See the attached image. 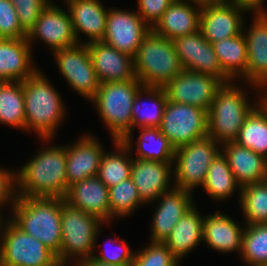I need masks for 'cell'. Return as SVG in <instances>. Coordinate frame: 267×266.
I'll return each instance as SVG.
<instances>
[{
    "label": "cell",
    "mask_w": 267,
    "mask_h": 266,
    "mask_svg": "<svg viewBox=\"0 0 267 266\" xmlns=\"http://www.w3.org/2000/svg\"><path fill=\"white\" fill-rule=\"evenodd\" d=\"M265 0H233L232 3L247 9L249 12L255 13H267L263 8Z\"/></svg>",
    "instance_id": "obj_45"
},
{
    "label": "cell",
    "mask_w": 267,
    "mask_h": 266,
    "mask_svg": "<svg viewBox=\"0 0 267 266\" xmlns=\"http://www.w3.org/2000/svg\"><path fill=\"white\" fill-rule=\"evenodd\" d=\"M15 197V171L2 167L0 168V209L7 204L12 206Z\"/></svg>",
    "instance_id": "obj_44"
},
{
    "label": "cell",
    "mask_w": 267,
    "mask_h": 266,
    "mask_svg": "<svg viewBox=\"0 0 267 266\" xmlns=\"http://www.w3.org/2000/svg\"><path fill=\"white\" fill-rule=\"evenodd\" d=\"M141 134L136 143V159L153 160L160 162H173L175 148L160 132L159 128H138Z\"/></svg>",
    "instance_id": "obj_35"
},
{
    "label": "cell",
    "mask_w": 267,
    "mask_h": 266,
    "mask_svg": "<svg viewBox=\"0 0 267 266\" xmlns=\"http://www.w3.org/2000/svg\"><path fill=\"white\" fill-rule=\"evenodd\" d=\"M23 81L0 82V124L25 130Z\"/></svg>",
    "instance_id": "obj_33"
},
{
    "label": "cell",
    "mask_w": 267,
    "mask_h": 266,
    "mask_svg": "<svg viewBox=\"0 0 267 266\" xmlns=\"http://www.w3.org/2000/svg\"><path fill=\"white\" fill-rule=\"evenodd\" d=\"M51 55L54 56L61 75L76 93L90 101L98 94L101 83L86 43L58 49Z\"/></svg>",
    "instance_id": "obj_11"
},
{
    "label": "cell",
    "mask_w": 267,
    "mask_h": 266,
    "mask_svg": "<svg viewBox=\"0 0 267 266\" xmlns=\"http://www.w3.org/2000/svg\"><path fill=\"white\" fill-rule=\"evenodd\" d=\"M224 83L210 74L183 70L164 88L167 100L203 108L208 111L218 89Z\"/></svg>",
    "instance_id": "obj_12"
},
{
    "label": "cell",
    "mask_w": 267,
    "mask_h": 266,
    "mask_svg": "<svg viewBox=\"0 0 267 266\" xmlns=\"http://www.w3.org/2000/svg\"><path fill=\"white\" fill-rule=\"evenodd\" d=\"M74 1H76V0H65L64 2H66V4L68 5V4H70L71 2H74Z\"/></svg>",
    "instance_id": "obj_49"
},
{
    "label": "cell",
    "mask_w": 267,
    "mask_h": 266,
    "mask_svg": "<svg viewBox=\"0 0 267 266\" xmlns=\"http://www.w3.org/2000/svg\"><path fill=\"white\" fill-rule=\"evenodd\" d=\"M257 105L247 115L234 142L267 159V95L258 94Z\"/></svg>",
    "instance_id": "obj_30"
},
{
    "label": "cell",
    "mask_w": 267,
    "mask_h": 266,
    "mask_svg": "<svg viewBox=\"0 0 267 266\" xmlns=\"http://www.w3.org/2000/svg\"><path fill=\"white\" fill-rule=\"evenodd\" d=\"M151 27L143 20L137 11L108 9L104 43L135 57L138 47Z\"/></svg>",
    "instance_id": "obj_13"
},
{
    "label": "cell",
    "mask_w": 267,
    "mask_h": 266,
    "mask_svg": "<svg viewBox=\"0 0 267 266\" xmlns=\"http://www.w3.org/2000/svg\"><path fill=\"white\" fill-rule=\"evenodd\" d=\"M110 220L132 215L138 206L146 205L140 198L131 177L108 188Z\"/></svg>",
    "instance_id": "obj_38"
},
{
    "label": "cell",
    "mask_w": 267,
    "mask_h": 266,
    "mask_svg": "<svg viewBox=\"0 0 267 266\" xmlns=\"http://www.w3.org/2000/svg\"><path fill=\"white\" fill-rule=\"evenodd\" d=\"M32 58L27 38H0V82L24 81L32 76L39 69Z\"/></svg>",
    "instance_id": "obj_24"
},
{
    "label": "cell",
    "mask_w": 267,
    "mask_h": 266,
    "mask_svg": "<svg viewBox=\"0 0 267 266\" xmlns=\"http://www.w3.org/2000/svg\"><path fill=\"white\" fill-rule=\"evenodd\" d=\"M247 9L233 3H204L200 12L199 30L211 44L243 32V14Z\"/></svg>",
    "instance_id": "obj_15"
},
{
    "label": "cell",
    "mask_w": 267,
    "mask_h": 266,
    "mask_svg": "<svg viewBox=\"0 0 267 266\" xmlns=\"http://www.w3.org/2000/svg\"><path fill=\"white\" fill-rule=\"evenodd\" d=\"M201 7L199 0H174L152 30L171 40L193 34L199 31Z\"/></svg>",
    "instance_id": "obj_22"
},
{
    "label": "cell",
    "mask_w": 267,
    "mask_h": 266,
    "mask_svg": "<svg viewBox=\"0 0 267 266\" xmlns=\"http://www.w3.org/2000/svg\"><path fill=\"white\" fill-rule=\"evenodd\" d=\"M250 266H267V264H260V265H250Z\"/></svg>",
    "instance_id": "obj_50"
},
{
    "label": "cell",
    "mask_w": 267,
    "mask_h": 266,
    "mask_svg": "<svg viewBox=\"0 0 267 266\" xmlns=\"http://www.w3.org/2000/svg\"><path fill=\"white\" fill-rule=\"evenodd\" d=\"M87 46L101 84L136 79L134 57L118 51L103 41L90 42Z\"/></svg>",
    "instance_id": "obj_21"
},
{
    "label": "cell",
    "mask_w": 267,
    "mask_h": 266,
    "mask_svg": "<svg viewBox=\"0 0 267 266\" xmlns=\"http://www.w3.org/2000/svg\"><path fill=\"white\" fill-rule=\"evenodd\" d=\"M207 111L167 100L160 132L176 149L207 136Z\"/></svg>",
    "instance_id": "obj_10"
},
{
    "label": "cell",
    "mask_w": 267,
    "mask_h": 266,
    "mask_svg": "<svg viewBox=\"0 0 267 266\" xmlns=\"http://www.w3.org/2000/svg\"><path fill=\"white\" fill-rule=\"evenodd\" d=\"M3 217L0 214V247H1V238H2V231H3V227H4V223H6L7 219L3 222L2 221ZM2 223V224H1Z\"/></svg>",
    "instance_id": "obj_48"
},
{
    "label": "cell",
    "mask_w": 267,
    "mask_h": 266,
    "mask_svg": "<svg viewBox=\"0 0 267 266\" xmlns=\"http://www.w3.org/2000/svg\"><path fill=\"white\" fill-rule=\"evenodd\" d=\"M37 39L49 46L51 53L78 44L68 9L64 10L50 0L27 34L31 47Z\"/></svg>",
    "instance_id": "obj_14"
},
{
    "label": "cell",
    "mask_w": 267,
    "mask_h": 266,
    "mask_svg": "<svg viewBox=\"0 0 267 266\" xmlns=\"http://www.w3.org/2000/svg\"><path fill=\"white\" fill-rule=\"evenodd\" d=\"M143 96L146 97V100L149 99V103L145 99H143L144 101H141ZM166 101L167 96L163 88L143 86L137 92L131 109L132 131L122 140L130 150H133L132 141L134 140L132 138V133L135 126L136 128H159L163 118Z\"/></svg>",
    "instance_id": "obj_28"
},
{
    "label": "cell",
    "mask_w": 267,
    "mask_h": 266,
    "mask_svg": "<svg viewBox=\"0 0 267 266\" xmlns=\"http://www.w3.org/2000/svg\"><path fill=\"white\" fill-rule=\"evenodd\" d=\"M76 266H118V265H113L109 263H103L98 261L97 259L90 257L82 260L78 265Z\"/></svg>",
    "instance_id": "obj_46"
},
{
    "label": "cell",
    "mask_w": 267,
    "mask_h": 266,
    "mask_svg": "<svg viewBox=\"0 0 267 266\" xmlns=\"http://www.w3.org/2000/svg\"><path fill=\"white\" fill-rule=\"evenodd\" d=\"M173 174V162L133 158L130 177L141 200L150 205L174 187L173 183L170 185Z\"/></svg>",
    "instance_id": "obj_19"
},
{
    "label": "cell",
    "mask_w": 267,
    "mask_h": 266,
    "mask_svg": "<svg viewBox=\"0 0 267 266\" xmlns=\"http://www.w3.org/2000/svg\"><path fill=\"white\" fill-rule=\"evenodd\" d=\"M64 201L106 224L110 222L108 187L97 176L69 185Z\"/></svg>",
    "instance_id": "obj_23"
},
{
    "label": "cell",
    "mask_w": 267,
    "mask_h": 266,
    "mask_svg": "<svg viewBox=\"0 0 267 266\" xmlns=\"http://www.w3.org/2000/svg\"><path fill=\"white\" fill-rule=\"evenodd\" d=\"M236 182L240 187L267 179V159L236 142L221 144Z\"/></svg>",
    "instance_id": "obj_27"
},
{
    "label": "cell",
    "mask_w": 267,
    "mask_h": 266,
    "mask_svg": "<svg viewBox=\"0 0 267 266\" xmlns=\"http://www.w3.org/2000/svg\"><path fill=\"white\" fill-rule=\"evenodd\" d=\"M250 26L248 31L243 26L248 53L245 83L267 95V13H255Z\"/></svg>",
    "instance_id": "obj_17"
},
{
    "label": "cell",
    "mask_w": 267,
    "mask_h": 266,
    "mask_svg": "<svg viewBox=\"0 0 267 266\" xmlns=\"http://www.w3.org/2000/svg\"><path fill=\"white\" fill-rule=\"evenodd\" d=\"M220 211L206 215L203 220V242L213 250L241 252L244 227Z\"/></svg>",
    "instance_id": "obj_26"
},
{
    "label": "cell",
    "mask_w": 267,
    "mask_h": 266,
    "mask_svg": "<svg viewBox=\"0 0 267 266\" xmlns=\"http://www.w3.org/2000/svg\"><path fill=\"white\" fill-rule=\"evenodd\" d=\"M0 38H27L10 0H0Z\"/></svg>",
    "instance_id": "obj_41"
},
{
    "label": "cell",
    "mask_w": 267,
    "mask_h": 266,
    "mask_svg": "<svg viewBox=\"0 0 267 266\" xmlns=\"http://www.w3.org/2000/svg\"><path fill=\"white\" fill-rule=\"evenodd\" d=\"M0 266H62L57 255L10 219L3 227Z\"/></svg>",
    "instance_id": "obj_9"
},
{
    "label": "cell",
    "mask_w": 267,
    "mask_h": 266,
    "mask_svg": "<svg viewBox=\"0 0 267 266\" xmlns=\"http://www.w3.org/2000/svg\"><path fill=\"white\" fill-rule=\"evenodd\" d=\"M64 198L16 196L10 220L23 232L39 239L56 255L62 245L61 211Z\"/></svg>",
    "instance_id": "obj_3"
},
{
    "label": "cell",
    "mask_w": 267,
    "mask_h": 266,
    "mask_svg": "<svg viewBox=\"0 0 267 266\" xmlns=\"http://www.w3.org/2000/svg\"><path fill=\"white\" fill-rule=\"evenodd\" d=\"M237 188L240 198L239 189H241V187L236 182L226 157L220 152L209 165L203 189H205V192H207L210 198L220 201L226 200L234 195Z\"/></svg>",
    "instance_id": "obj_34"
},
{
    "label": "cell",
    "mask_w": 267,
    "mask_h": 266,
    "mask_svg": "<svg viewBox=\"0 0 267 266\" xmlns=\"http://www.w3.org/2000/svg\"><path fill=\"white\" fill-rule=\"evenodd\" d=\"M192 196L191 192L174 186L154 201L159 204L156 205L153 221H151L150 242H165L174 226L195 205Z\"/></svg>",
    "instance_id": "obj_18"
},
{
    "label": "cell",
    "mask_w": 267,
    "mask_h": 266,
    "mask_svg": "<svg viewBox=\"0 0 267 266\" xmlns=\"http://www.w3.org/2000/svg\"><path fill=\"white\" fill-rule=\"evenodd\" d=\"M41 148L15 171V195L64 198L68 189L66 146Z\"/></svg>",
    "instance_id": "obj_1"
},
{
    "label": "cell",
    "mask_w": 267,
    "mask_h": 266,
    "mask_svg": "<svg viewBox=\"0 0 267 266\" xmlns=\"http://www.w3.org/2000/svg\"><path fill=\"white\" fill-rule=\"evenodd\" d=\"M91 135H83L76 143L66 146V174L68 186L88 177L98 175L104 148Z\"/></svg>",
    "instance_id": "obj_20"
},
{
    "label": "cell",
    "mask_w": 267,
    "mask_h": 266,
    "mask_svg": "<svg viewBox=\"0 0 267 266\" xmlns=\"http://www.w3.org/2000/svg\"><path fill=\"white\" fill-rule=\"evenodd\" d=\"M179 263L164 243L150 242L135 252L131 266H179Z\"/></svg>",
    "instance_id": "obj_39"
},
{
    "label": "cell",
    "mask_w": 267,
    "mask_h": 266,
    "mask_svg": "<svg viewBox=\"0 0 267 266\" xmlns=\"http://www.w3.org/2000/svg\"><path fill=\"white\" fill-rule=\"evenodd\" d=\"M239 256L247 266L267 264V223L244 226Z\"/></svg>",
    "instance_id": "obj_37"
},
{
    "label": "cell",
    "mask_w": 267,
    "mask_h": 266,
    "mask_svg": "<svg viewBox=\"0 0 267 266\" xmlns=\"http://www.w3.org/2000/svg\"><path fill=\"white\" fill-rule=\"evenodd\" d=\"M103 224L104 222L98 217L85 213L63 199L61 211L62 245L60 253L57 255L59 263L66 266L67 264L72 265L71 263L74 262L76 266L82 260L92 257Z\"/></svg>",
    "instance_id": "obj_6"
},
{
    "label": "cell",
    "mask_w": 267,
    "mask_h": 266,
    "mask_svg": "<svg viewBox=\"0 0 267 266\" xmlns=\"http://www.w3.org/2000/svg\"><path fill=\"white\" fill-rule=\"evenodd\" d=\"M202 4L204 3H232L233 0H199Z\"/></svg>",
    "instance_id": "obj_47"
},
{
    "label": "cell",
    "mask_w": 267,
    "mask_h": 266,
    "mask_svg": "<svg viewBox=\"0 0 267 266\" xmlns=\"http://www.w3.org/2000/svg\"><path fill=\"white\" fill-rule=\"evenodd\" d=\"M183 70L173 41L151 29L134 57L136 78L143 86L164 88Z\"/></svg>",
    "instance_id": "obj_4"
},
{
    "label": "cell",
    "mask_w": 267,
    "mask_h": 266,
    "mask_svg": "<svg viewBox=\"0 0 267 266\" xmlns=\"http://www.w3.org/2000/svg\"><path fill=\"white\" fill-rule=\"evenodd\" d=\"M14 5L22 29L28 32L34 27L39 15L50 0H10Z\"/></svg>",
    "instance_id": "obj_40"
},
{
    "label": "cell",
    "mask_w": 267,
    "mask_h": 266,
    "mask_svg": "<svg viewBox=\"0 0 267 266\" xmlns=\"http://www.w3.org/2000/svg\"><path fill=\"white\" fill-rule=\"evenodd\" d=\"M66 6L78 43L88 44L104 39L108 10L99 0H76ZM80 33L88 36L87 42L81 41Z\"/></svg>",
    "instance_id": "obj_25"
},
{
    "label": "cell",
    "mask_w": 267,
    "mask_h": 266,
    "mask_svg": "<svg viewBox=\"0 0 267 266\" xmlns=\"http://www.w3.org/2000/svg\"><path fill=\"white\" fill-rule=\"evenodd\" d=\"M110 241V244L117 243L118 246L117 244H115L117 246L116 248L114 247L115 249L113 248L100 250L99 255L93 254L92 257L103 263H109L118 266H131L134 259L135 251L133 252V250L130 249L125 240L116 239Z\"/></svg>",
    "instance_id": "obj_42"
},
{
    "label": "cell",
    "mask_w": 267,
    "mask_h": 266,
    "mask_svg": "<svg viewBox=\"0 0 267 266\" xmlns=\"http://www.w3.org/2000/svg\"><path fill=\"white\" fill-rule=\"evenodd\" d=\"M23 93L26 131L35 132L44 143L51 142L66 117L63 99L39 69L23 81Z\"/></svg>",
    "instance_id": "obj_2"
},
{
    "label": "cell",
    "mask_w": 267,
    "mask_h": 266,
    "mask_svg": "<svg viewBox=\"0 0 267 266\" xmlns=\"http://www.w3.org/2000/svg\"><path fill=\"white\" fill-rule=\"evenodd\" d=\"M112 142L116 152L104 151L97 175L108 188L130 178L133 161L132 150L123 141L113 140Z\"/></svg>",
    "instance_id": "obj_32"
},
{
    "label": "cell",
    "mask_w": 267,
    "mask_h": 266,
    "mask_svg": "<svg viewBox=\"0 0 267 266\" xmlns=\"http://www.w3.org/2000/svg\"><path fill=\"white\" fill-rule=\"evenodd\" d=\"M174 0H137V13L153 28Z\"/></svg>",
    "instance_id": "obj_43"
},
{
    "label": "cell",
    "mask_w": 267,
    "mask_h": 266,
    "mask_svg": "<svg viewBox=\"0 0 267 266\" xmlns=\"http://www.w3.org/2000/svg\"><path fill=\"white\" fill-rule=\"evenodd\" d=\"M221 145L205 136L175 149L173 159L174 186L184 191L203 187L209 165L221 152ZM175 165V166H174Z\"/></svg>",
    "instance_id": "obj_8"
},
{
    "label": "cell",
    "mask_w": 267,
    "mask_h": 266,
    "mask_svg": "<svg viewBox=\"0 0 267 266\" xmlns=\"http://www.w3.org/2000/svg\"><path fill=\"white\" fill-rule=\"evenodd\" d=\"M143 87L139 79L100 84L98 94L91 100L112 141H122L132 131L134 99Z\"/></svg>",
    "instance_id": "obj_7"
},
{
    "label": "cell",
    "mask_w": 267,
    "mask_h": 266,
    "mask_svg": "<svg viewBox=\"0 0 267 266\" xmlns=\"http://www.w3.org/2000/svg\"><path fill=\"white\" fill-rule=\"evenodd\" d=\"M235 84L224 83L207 111V135L220 145L236 140L245 118L257 105L250 104L246 92Z\"/></svg>",
    "instance_id": "obj_5"
},
{
    "label": "cell",
    "mask_w": 267,
    "mask_h": 266,
    "mask_svg": "<svg viewBox=\"0 0 267 266\" xmlns=\"http://www.w3.org/2000/svg\"><path fill=\"white\" fill-rule=\"evenodd\" d=\"M238 201L246 225L267 223V179L242 186Z\"/></svg>",
    "instance_id": "obj_36"
},
{
    "label": "cell",
    "mask_w": 267,
    "mask_h": 266,
    "mask_svg": "<svg viewBox=\"0 0 267 266\" xmlns=\"http://www.w3.org/2000/svg\"><path fill=\"white\" fill-rule=\"evenodd\" d=\"M172 41L184 70L210 74L219 78L223 83L232 81L223 72L213 44L202 36L200 30Z\"/></svg>",
    "instance_id": "obj_16"
},
{
    "label": "cell",
    "mask_w": 267,
    "mask_h": 266,
    "mask_svg": "<svg viewBox=\"0 0 267 266\" xmlns=\"http://www.w3.org/2000/svg\"><path fill=\"white\" fill-rule=\"evenodd\" d=\"M213 47L223 72L234 82L238 77L246 81L248 53L243 32L215 42Z\"/></svg>",
    "instance_id": "obj_31"
},
{
    "label": "cell",
    "mask_w": 267,
    "mask_h": 266,
    "mask_svg": "<svg viewBox=\"0 0 267 266\" xmlns=\"http://www.w3.org/2000/svg\"><path fill=\"white\" fill-rule=\"evenodd\" d=\"M203 220L204 217L194 205L174 226L170 236L165 240L164 244L179 262L203 242Z\"/></svg>",
    "instance_id": "obj_29"
}]
</instances>
